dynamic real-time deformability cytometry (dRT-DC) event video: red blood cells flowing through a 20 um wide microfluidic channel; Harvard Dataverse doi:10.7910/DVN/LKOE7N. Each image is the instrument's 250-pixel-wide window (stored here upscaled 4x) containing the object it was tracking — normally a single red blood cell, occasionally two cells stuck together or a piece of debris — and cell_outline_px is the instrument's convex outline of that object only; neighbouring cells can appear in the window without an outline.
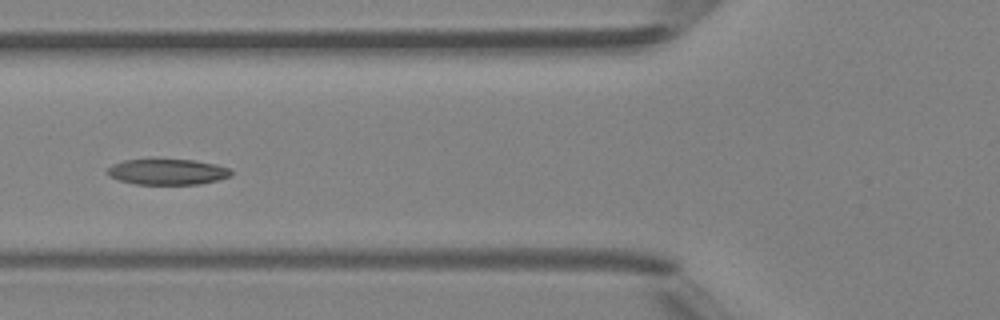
{"species": "Egyptian fruit bat (a non-hibernating species)", "species_latin": "Rousettus aegyptiacus", "temperature_condition": "room temperature", "stored_images_in_passage": 5, "camera_frame_rate_fps": 3000, "um_per_image_px": 0.085, "animal": {"sex": "female"}, "frame": {"image": 1, "passage_image": 5, "time_ms": 5.333, "image_size_px": [1000, 320], "cell_outline_px": [[232, 176], [200, 184], [136, 184], [120, 180], [112, 176], [108, 172], [108, 168], [112, 164], [124, 160], [152, 156], [192, 160], [216, 164], [228, 168], [232, 172]], "centroid_in_image_um": [14.22, 14.55], "position_along_channel_um": 111.6, "area_um2": 19.19}}